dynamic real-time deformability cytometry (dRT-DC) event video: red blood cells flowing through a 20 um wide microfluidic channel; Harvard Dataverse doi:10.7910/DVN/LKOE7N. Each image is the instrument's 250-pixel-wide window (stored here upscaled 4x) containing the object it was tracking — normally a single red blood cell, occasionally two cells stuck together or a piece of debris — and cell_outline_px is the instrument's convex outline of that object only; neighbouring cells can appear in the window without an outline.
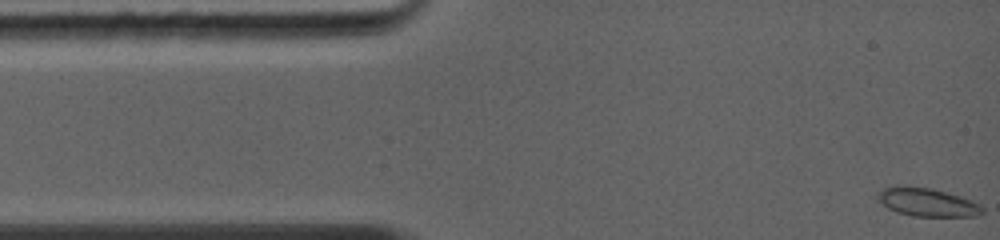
{"species": "common noctule bat (a hibernating species)", "species_latin": "Nyctalus noctula", "temperature_condition": "warm", "stored_images_in_passage": 21, "camera_frame_rate_fps": 5000, "um_per_image_px": 0.085, "animal": {"sex": "female", "body_mass_g": 19.0, "forearm_length_mm": 56.7}, "frame": {"image": 1, "passage_image": 1, "time_ms": 0.0, "image_size_px": [1000, 240], "cell_outline_px": [[984, 212], [976, 216], [912, 216], [896, 212], [888, 208], [876, 196], [884, 188], [896, 184], [904, 184], [932, 188], [960, 196], [980, 204], [984, 208]], "centroid_in_image_um": [78.81, 17.17], "position_along_channel_um": 6.2, "area_um2": 17.46}}